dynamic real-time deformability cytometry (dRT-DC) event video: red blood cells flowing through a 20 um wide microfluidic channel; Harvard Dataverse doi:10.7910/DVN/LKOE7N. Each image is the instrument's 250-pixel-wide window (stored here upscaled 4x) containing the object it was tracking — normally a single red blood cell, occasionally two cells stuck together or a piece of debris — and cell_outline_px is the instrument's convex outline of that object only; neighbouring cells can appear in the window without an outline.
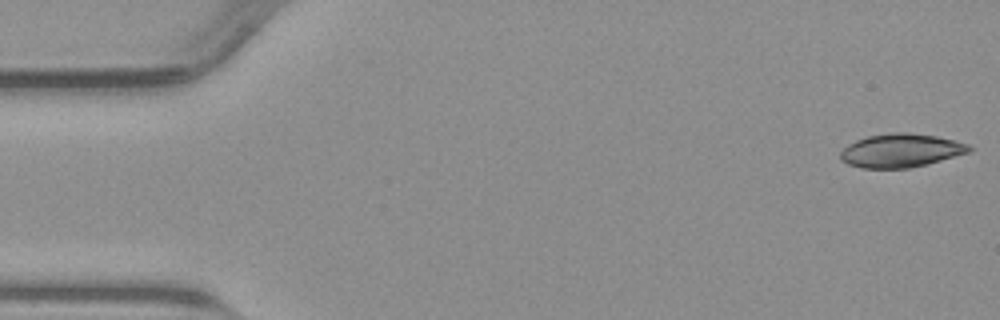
{"species": "common noctule bat (a hibernating species)", "species_latin": "Nyctalus noctula", "temperature_condition": "warm", "stored_images_in_passage": 49, "camera_frame_rate_fps": 3000, "um_per_image_px": 0.085, "animal": {"sex": "male", "body_mass_g": 23.1, "forearm_length_mm": 52.7}, "frame": {"image": 1, "passage_image": 1, "time_ms": 0.0, "image_size_px": [1000, 320], "cell_outline_px": [[972, 148], [968, 152], [928, 164], [908, 168], [860, 168], [848, 164], [840, 160], [840, 152], [848, 144], [856, 140], [868, 136], [892, 132], [908, 132], [936, 136], [956, 140], [968, 144]], "centroid_in_image_um": [76.55, 12.79], "position_along_channel_um": 8.4, "area_um2": 25.2}}
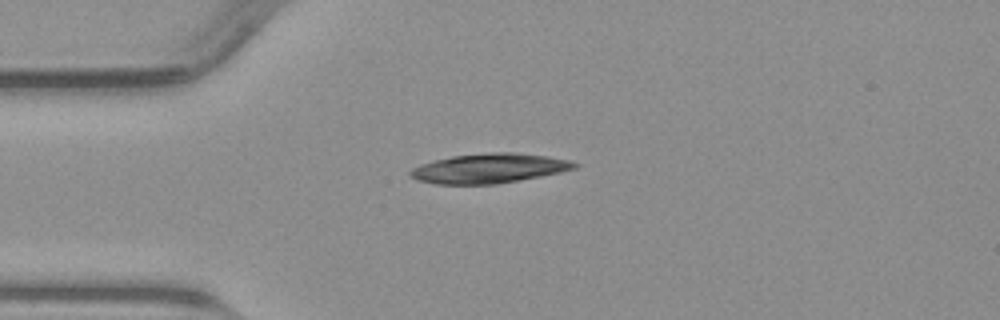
{"frame": {"image": 2, "passage_image": 12, "time_ms": 3.667, "image_size_px": [1000, 320], "cell_outline_px": [[580, 164], [576, 168], [560, 172], [540, 176], [496, 184], [436, 184], [416, 180], [408, 172], [412, 168], [420, 164], [452, 156], [488, 152], [516, 152], [548, 156], [568, 160]], "centroid_in_image_um": [41.57, 14.3], "position_along_channel_um": 43.4, "area_um2": 28.26}}